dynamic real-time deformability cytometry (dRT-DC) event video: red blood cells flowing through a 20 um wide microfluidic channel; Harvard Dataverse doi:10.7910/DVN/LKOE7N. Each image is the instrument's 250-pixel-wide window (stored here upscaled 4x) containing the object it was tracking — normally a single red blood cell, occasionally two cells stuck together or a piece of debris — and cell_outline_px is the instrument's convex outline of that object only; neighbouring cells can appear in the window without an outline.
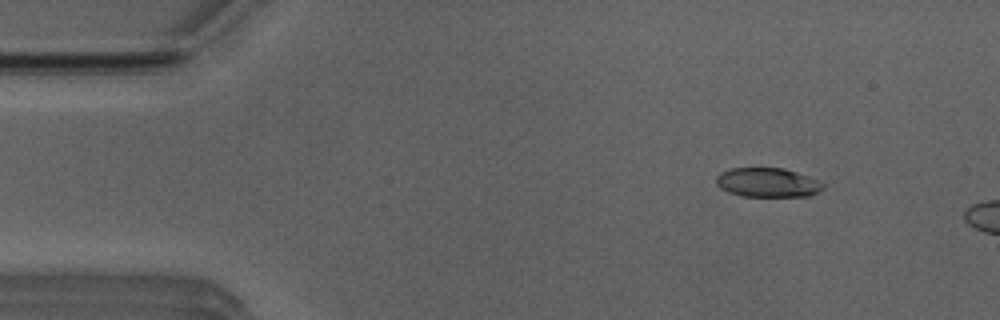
{"species": "Egyptian fruit bat (a non-hibernating species)", "species_latin": "Rousettus aegyptiacus", "temperature_condition": "room temperature", "stored_images_in_passage": 5, "camera_frame_rate_fps": 3000, "um_per_image_px": 0.085, "animal": {"sex": "male"}, "frame": {"image": 1, "passage_image": 1, "time_ms": 0.0, "image_size_px": [1000, 320], "cell_outline_px": [[824, 188], [808, 196], [744, 196], [728, 192], [720, 188], [716, 184], [716, 176], [720, 172], [732, 168], [784, 168], [808, 176], [824, 184]], "centroid_in_image_um": [65.21, 15.51], "position_along_channel_um": 19.8, "area_um2": 18.09}}